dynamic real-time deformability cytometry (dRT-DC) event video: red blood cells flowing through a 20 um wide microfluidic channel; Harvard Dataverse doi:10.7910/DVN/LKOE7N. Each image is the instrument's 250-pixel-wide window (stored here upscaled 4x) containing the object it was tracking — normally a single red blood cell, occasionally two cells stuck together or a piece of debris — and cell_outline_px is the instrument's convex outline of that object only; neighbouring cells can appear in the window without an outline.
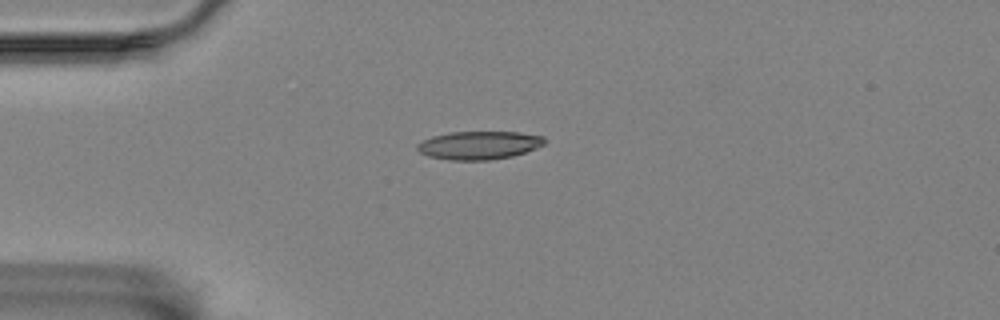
{"species": "Egyptian fruit bat (a non-hibernating species)", "species_latin": "Rousettus aegyptiacus", "temperature_condition": "room temperature", "stored_images_in_passage": 38, "camera_frame_rate_fps": 3000, "um_per_image_px": 0.085, "animal": {"sex": "female"}, "frame": {"image": 1, "passage_image": 1, "time_ms": 0.0, "image_size_px": [1000, 320], "cell_outline_px": [[544, 144], [536, 148], [512, 156], [488, 160], [448, 160], [428, 156], [420, 152], [416, 148], [416, 144], [432, 136], [448, 132], [520, 132], [544, 136]], "centroid_in_image_um": [40.69, 12.34], "position_along_channel_um": 44.3, "area_um2": 20.92}}
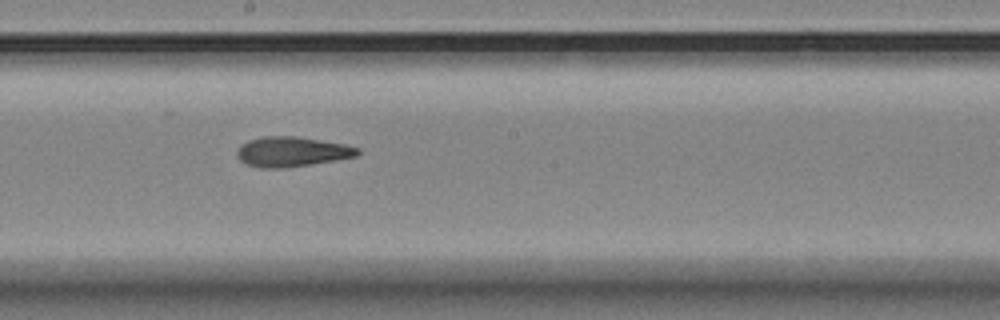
{"frame": {"image": 2, "passage_image": 18, "time_ms": 5.667, "image_size_px": [1000, 320], "cell_outline_px": [[360, 152], [356, 156], [336, 160], [312, 164], [284, 168], [260, 168], [244, 164], [236, 156], [236, 152], [248, 140], [264, 136], [296, 136], [344, 144], [360, 148]], "centroid_in_image_um": [24.8, 12.9], "position_along_channel_um": 223.4, "area_um2": 21.04}}
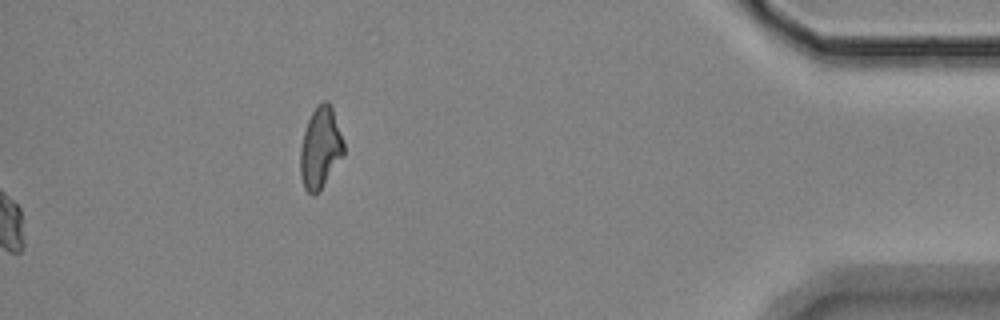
{"frame": {"image": 3, "passage_image": 38, "time_ms": 12.333, "image_size_px": [1000, 320], "cell_outline_px": [[344, 156], [320, 192], [312, 196], [304, 188], [300, 176], [300, 148], [304, 132], [308, 120], [316, 104], [324, 100], [328, 100], [332, 108], [344, 144]], "centroid_in_image_um": [27.23, 12.61], "position_along_channel_um": 408.0, "area_um2": 20.87}, "authors_computed_cell_mechanics": {"area_um2": 21.1259, "velocity_mm_per_s": 3.4978, "shape_relaxation_time_tau1_ms": 9.19, "shape_relaxation_time_tau2_ms": 2.5202, "deformation_change_tau1": 0.2224, "deformation_change_tau2": 0.1059}}